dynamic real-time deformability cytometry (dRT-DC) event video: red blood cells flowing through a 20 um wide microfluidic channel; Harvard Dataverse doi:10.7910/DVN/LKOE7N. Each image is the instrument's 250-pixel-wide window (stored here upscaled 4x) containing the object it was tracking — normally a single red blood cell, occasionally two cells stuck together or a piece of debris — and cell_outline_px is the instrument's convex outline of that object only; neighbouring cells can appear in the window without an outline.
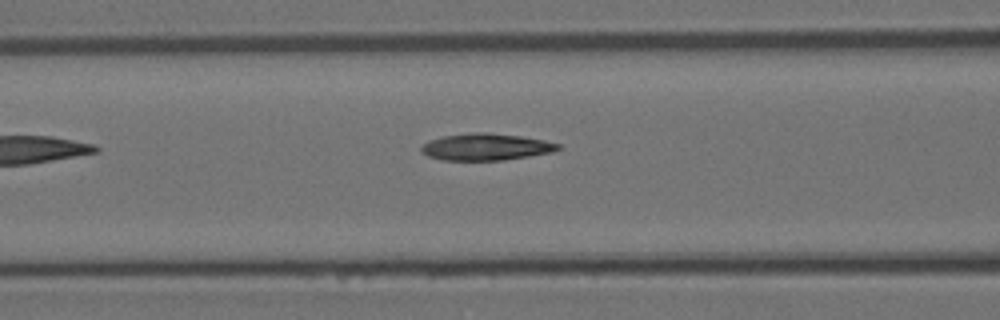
{"species": "Egyptian fruit bat (a non-hibernating species)", "species_latin": "Rousettus aegyptiacus", "temperature_condition": "room temperature", "stored_images_in_passage": 6, "camera_frame_rate_fps": 3000, "um_per_image_px": 0.085, "animal": {"sex": "female"}, "frame": {"image": 1, "passage_image": 6, "time_ms": 1.667, "image_size_px": [1000, 320], "cell_outline_px": [[564, 148], [552, 152], [504, 160], [444, 160], [428, 156], [420, 152], [420, 148], [428, 140], [444, 136], [472, 132], [484, 132], [520, 136], [544, 140], [560, 144]], "centroid_in_image_um": [41.31, 12.49], "position_along_channel_um": 125.3, "area_um2": 21.39}}